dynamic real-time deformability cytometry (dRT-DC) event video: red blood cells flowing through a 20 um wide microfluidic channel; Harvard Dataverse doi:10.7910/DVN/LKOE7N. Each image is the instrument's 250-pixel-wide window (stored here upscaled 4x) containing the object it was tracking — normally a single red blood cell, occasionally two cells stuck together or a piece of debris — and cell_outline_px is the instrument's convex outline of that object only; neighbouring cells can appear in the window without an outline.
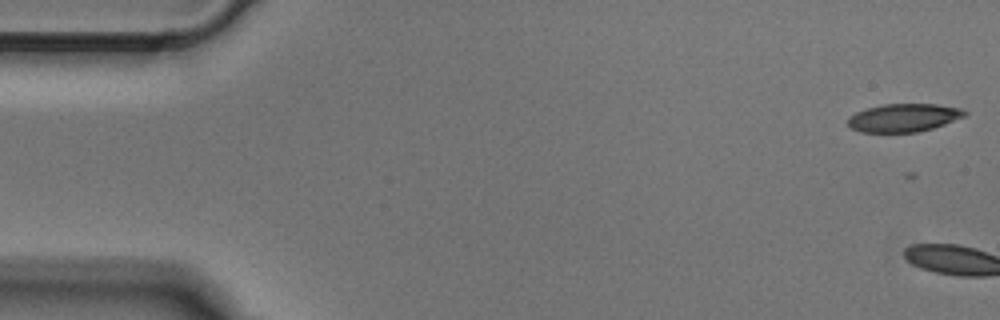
{"species": "Egyptian fruit bat (a non-hibernating species)", "species_latin": "Rousettus aegyptiacus", "temperature_condition": "cold", "stored_images_in_passage": 5, "camera_frame_rate_fps": 3000, "um_per_image_px": 0.085, "animal": {"sex": "male"}, "frame": {"image": 1, "passage_image": 1, "time_ms": 0.0, "image_size_px": [1000, 320], "cell_outline_px": [[968, 112], [964, 116], [944, 124], [932, 128], [916, 132], [860, 132], [852, 128], [848, 124], [848, 116], [856, 112], [868, 108], [884, 104], [936, 104], [960, 108]], "centroid_in_image_um": [76.79, 10.0], "position_along_channel_um": 8.2, "area_um2": 18.96}}